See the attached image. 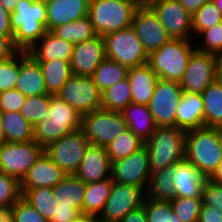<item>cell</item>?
<instances>
[{"mask_svg": "<svg viewBox=\"0 0 222 222\" xmlns=\"http://www.w3.org/2000/svg\"><path fill=\"white\" fill-rule=\"evenodd\" d=\"M10 26L14 45L27 51L47 32L45 0H19L10 13Z\"/></svg>", "mask_w": 222, "mask_h": 222, "instance_id": "1", "label": "cell"}, {"mask_svg": "<svg viewBox=\"0 0 222 222\" xmlns=\"http://www.w3.org/2000/svg\"><path fill=\"white\" fill-rule=\"evenodd\" d=\"M185 159L208 179L222 162L219 128L203 126L186 131Z\"/></svg>", "mask_w": 222, "mask_h": 222, "instance_id": "2", "label": "cell"}, {"mask_svg": "<svg viewBox=\"0 0 222 222\" xmlns=\"http://www.w3.org/2000/svg\"><path fill=\"white\" fill-rule=\"evenodd\" d=\"M82 116L69 104L51 95L48 118L34 126V141L43 149L63 137L81 128Z\"/></svg>", "mask_w": 222, "mask_h": 222, "instance_id": "3", "label": "cell"}, {"mask_svg": "<svg viewBox=\"0 0 222 222\" xmlns=\"http://www.w3.org/2000/svg\"><path fill=\"white\" fill-rule=\"evenodd\" d=\"M144 145L148 149L151 173L172 167L185 159L186 131L175 126H157Z\"/></svg>", "mask_w": 222, "mask_h": 222, "instance_id": "4", "label": "cell"}, {"mask_svg": "<svg viewBox=\"0 0 222 222\" xmlns=\"http://www.w3.org/2000/svg\"><path fill=\"white\" fill-rule=\"evenodd\" d=\"M192 39L171 38L148 55V64L159 79L180 82L188 60L196 49Z\"/></svg>", "mask_w": 222, "mask_h": 222, "instance_id": "5", "label": "cell"}, {"mask_svg": "<svg viewBox=\"0 0 222 222\" xmlns=\"http://www.w3.org/2000/svg\"><path fill=\"white\" fill-rule=\"evenodd\" d=\"M137 8L135 0H90L88 16L97 35L128 28Z\"/></svg>", "mask_w": 222, "mask_h": 222, "instance_id": "6", "label": "cell"}, {"mask_svg": "<svg viewBox=\"0 0 222 222\" xmlns=\"http://www.w3.org/2000/svg\"><path fill=\"white\" fill-rule=\"evenodd\" d=\"M106 58L133 68L148 63V54L132 26L103 36Z\"/></svg>", "mask_w": 222, "mask_h": 222, "instance_id": "7", "label": "cell"}, {"mask_svg": "<svg viewBox=\"0 0 222 222\" xmlns=\"http://www.w3.org/2000/svg\"><path fill=\"white\" fill-rule=\"evenodd\" d=\"M81 129L91 145L106 148L128 126L121 112L100 108L82 115Z\"/></svg>", "mask_w": 222, "mask_h": 222, "instance_id": "8", "label": "cell"}, {"mask_svg": "<svg viewBox=\"0 0 222 222\" xmlns=\"http://www.w3.org/2000/svg\"><path fill=\"white\" fill-rule=\"evenodd\" d=\"M89 146L90 141L80 128L64 135L44 151L66 175H74Z\"/></svg>", "mask_w": 222, "mask_h": 222, "instance_id": "9", "label": "cell"}, {"mask_svg": "<svg viewBox=\"0 0 222 222\" xmlns=\"http://www.w3.org/2000/svg\"><path fill=\"white\" fill-rule=\"evenodd\" d=\"M55 96L76 109L81 116L101 108L102 92L92 77L72 75Z\"/></svg>", "mask_w": 222, "mask_h": 222, "instance_id": "10", "label": "cell"}, {"mask_svg": "<svg viewBox=\"0 0 222 222\" xmlns=\"http://www.w3.org/2000/svg\"><path fill=\"white\" fill-rule=\"evenodd\" d=\"M44 149L34 140L0 145V171L22 180L29 168L41 156Z\"/></svg>", "mask_w": 222, "mask_h": 222, "instance_id": "11", "label": "cell"}, {"mask_svg": "<svg viewBox=\"0 0 222 222\" xmlns=\"http://www.w3.org/2000/svg\"><path fill=\"white\" fill-rule=\"evenodd\" d=\"M182 93L179 82L158 79L147 105L157 126L176 127L177 107Z\"/></svg>", "mask_w": 222, "mask_h": 222, "instance_id": "12", "label": "cell"}, {"mask_svg": "<svg viewBox=\"0 0 222 222\" xmlns=\"http://www.w3.org/2000/svg\"><path fill=\"white\" fill-rule=\"evenodd\" d=\"M145 191L135 185L113 183L110 196L97 217L107 222H119L127 213L143 206Z\"/></svg>", "mask_w": 222, "mask_h": 222, "instance_id": "13", "label": "cell"}, {"mask_svg": "<svg viewBox=\"0 0 222 222\" xmlns=\"http://www.w3.org/2000/svg\"><path fill=\"white\" fill-rule=\"evenodd\" d=\"M216 70L215 55L195 49L188 60L179 85L185 92L201 94L216 81Z\"/></svg>", "mask_w": 222, "mask_h": 222, "instance_id": "14", "label": "cell"}, {"mask_svg": "<svg viewBox=\"0 0 222 222\" xmlns=\"http://www.w3.org/2000/svg\"><path fill=\"white\" fill-rule=\"evenodd\" d=\"M150 175L148 149L145 145L128 157L112 162L113 182L135 185L145 191Z\"/></svg>", "mask_w": 222, "mask_h": 222, "instance_id": "15", "label": "cell"}, {"mask_svg": "<svg viewBox=\"0 0 222 222\" xmlns=\"http://www.w3.org/2000/svg\"><path fill=\"white\" fill-rule=\"evenodd\" d=\"M131 26L148 55L171 39L152 8L137 7Z\"/></svg>", "mask_w": 222, "mask_h": 222, "instance_id": "16", "label": "cell"}, {"mask_svg": "<svg viewBox=\"0 0 222 222\" xmlns=\"http://www.w3.org/2000/svg\"><path fill=\"white\" fill-rule=\"evenodd\" d=\"M171 38L192 39V16L179 0H162L152 7Z\"/></svg>", "mask_w": 222, "mask_h": 222, "instance_id": "17", "label": "cell"}, {"mask_svg": "<svg viewBox=\"0 0 222 222\" xmlns=\"http://www.w3.org/2000/svg\"><path fill=\"white\" fill-rule=\"evenodd\" d=\"M106 58L103 36L74 44L70 67L74 76L91 77Z\"/></svg>", "mask_w": 222, "mask_h": 222, "instance_id": "18", "label": "cell"}, {"mask_svg": "<svg viewBox=\"0 0 222 222\" xmlns=\"http://www.w3.org/2000/svg\"><path fill=\"white\" fill-rule=\"evenodd\" d=\"M65 176V172L44 151L20 181V189L53 188Z\"/></svg>", "mask_w": 222, "mask_h": 222, "instance_id": "19", "label": "cell"}, {"mask_svg": "<svg viewBox=\"0 0 222 222\" xmlns=\"http://www.w3.org/2000/svg\"><path fill=\"white\" fill-rule=\"evenodd\" d=\"M112 163L105 147L91 145L87 148L80 167L74 174L84 183H94L111 177Z\"/></svg>", "mask_w": 222, "mask_h": 222, "instance_id": "20", "label": "cell"}, {"mask_svg": "<svg viewBox=\"0 0 222 222\" xmlns=\"http://www.w3.org/2000/svg\"><path fill=\"white\" fill-rule=\"evenodd\" d=\"M47 31L88 16L90 0H45Z\"/></svg>", "mask_w": 222, "mask_h": 222, "instance_id": "21", "label": "cell"}, {"mask_svg": "<svg viewBox=\"0 0 222 222\" xmlns=\"http://www.w3.org/2000/svg\"><path fill=\"white\" fill-rule=\"evenodd\" d=\"M172 168L175 172L171 178L174 182L175 197L202 198V189L207 178L186 159Z\"/></svg>", "mask_w": 222, "mask_h": 222, "instance_id": "22", "label": "cell"}, {"mask_svg": "<svg viewBox=\"0 0 222 222\" xmlns=\"http://www.w3.org/2000/svg\"><path fill=\"white\" fill-rule=\"evenodd\" d=\"M15 89L26 97L48 94L39 63L23 50H20V68Z\"/></svg>", "mask_w": 222, "mask_h": 222, "instance_id": "23", "label": "cell"}, {"mask_svg": "<svg viewBox=\"0 0 222 222\" xmlns=\"http://www.w3.org/2000/svg\"><path fill=\"white\" fill-rule=\"evenodd\" d=\"M74 44L55 36L47 31L26 52L36 62L51 60L71 61Z\"/></svg>", "mask_w": 222, "mask_h": 222, "instance_id": "24", "label": "cell"}, {"mask_svg": "<svg viewBox=\"0 0 222 222\" xmlns=\"http://www.w3.org/2000/svg\"><path fill=\"white\" fill-rule=\"evenodd\" d=\"M127 78L131 88L132 103L148 105L159 79L157 74L146 63L128 68Z\"/></svg>", "mask_w": 222, "mask_h": 222, "instance_id": "25", "label": "cell"}, {"mask_svg": "<svg viewBox=\"0 0 222 222\" xmlns=\"http://www.w3.org/2000/svg\"><path fill=\"white\" fill-rule=\"evenodd\" d=\"M204 126V103L201 94L185 92L177 107L176 127L194 130Z\"/></svg>", "mask_w": 222, "mask_h": 222, "instance_id": "26", "label": "cell"}, {"mask_svg": "<svg viewBox=\"0 0 222 222\" xmlns=\"http://www.w3.org/2000/svg\"><path fill=\"white\" fill-rule=\"evenodd\" d=\"M121 114L125 119L128 129L144 143L156 130V123L147 105L130 103Z\"/></svg>", "mask_w": 222, "mask_h": 222, "instance_id": "27", "label": "cell"}, {"mask_svg": "<svg viewBox=\"0 0 222 222\" xmlns=\"http://www.w3.org/2000/svg\"><path fill=\"white\" fill-rule=\"evenodd\" d=\"M86 183L75 175H66L52 190L58 206L76 209L83 215V200Z\"/></svg>", "mask_w": 222, "mask_h": 222, "instance_id": "28", "label": "cell"}, {"mask_svg": "<svg viewBox=\"0 0 222 222\" xmlns=\"http://www.w3.org/2000/svg\"><path fill=\"white\" fill-rule=\"evenodd\" d=\"M112 177L86 185L83 215L97 218L102 212L113 186Z\"/></svg>", "mask_w": 222, "mask_h": 222, "instance_id": "29", "label": "cell"}, {"mask_svg": "<svg viewBox=\"0 0 222 222\" xmlns=\"http://www.w3.org/2000/svg\"><path fill=\"white\" fill-rule=\"evenodd\" d=\"M175 175L171 166L151 173L145 190V198L153 200L171 201L175 198L174 182L171 179Z\"/></svg>", "mask_w": 222, "mask_h": 222, "instance_id": "30", "label": "cell"}, {"mask_svg": "<svg viewBox=\"0 0 222 222\" xmlns=\"http://www.w3.org/2000/svg\"><path fill=\"white\" fill-rule=\"evenodd\" d=\"M5 142L21 143L34 140V127L20 112L1 113Z\"/></svg>", "mask_w": 222, "mask_h": 222, "instance_id": "31", "label": "cell"}, {"mask_svg": "<svg viewBox=\"0 0 222 222\" xmlns=\"http://www.w3.org/2000/svg\"><path fill=\"white\" fill-rule=\"evenodd\" d=\"M204 103V126L222 127V83L214 81L201 93Z\"/></svg>", "mask_w": 222, "mask_h": 222, "instance_id": "32", "label": "cell"}, {"mask_svg": "<svg viewBox=\"0 0 222 222\" xmlns=\"http://www.w3.org/2000/svg\"><path fill=\"white\" fill-rule=\"evenodd\" d=\"M38 63L43 73L48 94L56 95L73 75L69 61L59 59Z\"/></svg>", "mask_w": 222, "mask_h": 222, "instance_id": "33", "label": "cell"}, {"mask_svg": "<svg viewBox=\"0 0 222 222\" xmlns=\"http://www.w3.org/2000/svg\"><path fill=\"white\" fill-rule=\"evenodd\" d=\"M21 197L32 205L48 222L55 215L57 200L54 197L52 187H36L20 189Z\"/></svg>", "mask_w": 222, "mask_h": 222, "instance_id": "34", "label": "cell"}, {"mask_svg": "<svg viewBox=\"0 0 222 222\" xmlns=\"http://www.w3.org/2000/svg\"><path fill=\"white\" fill-rule=\"evenodd\" d=\"M51 32L55 36L73 44L90 40L97 36L89 16L70 23L58 25L53 28Z\"/></svg>", "mask_w": 222, "mask_h": 222, "instance_id": "35", "label": "cell"}, {"mask_svg": "<svg viewBox=\"0 0 222 222\" xmlns=\"http://www.w3.org/2000/svg\"><path fill=\"white\" fill-rule=\"evenodd\" d=\"M127 73V67L117 63L116 61L105 58L91 77L95 85L101 92H103L117 82L126 79Z\"/></svg>", "mask_w": 222, "mask_h": 222, "instance_id": "36", "label": "cell"}, {"mask_svg": "<svg viewBox=\"0 0 222 222\" xmlns=\"http://www.w3.org/2000/svg\"><path fill=\"white\" fill-rule=\"evenodd\" d=\"M130 103H132V95L128 78L102 92V109L121 112Z\"/></svg>", "mask_w": 222, "mask_h": 222, "instance_id": "37", "label": "cell"}, {"mask_svg": "<svg viewBox=\"0 0 222 222\" xmlns=\"http://www.w3.org/2000/svg\"><path fill=\"white\" fill-rule=\"evenodd\" d=\"M143 146L144 142L129 129H126L106 147V152L112 163L116 160L128 157Z\"/></svg>", "mask_w": 222, "mask_h": 222, "instance_id": "38", "label": "cell"}, {"mask_svg": "<svg viewBox=\"0 0 222 222\" xmlns=\"http://www.w3.org/2000/svg\"><path fill=\"white\" fill-rule=\"evenodd\" d=\"M50 102L51 94L26 97L20 113L34 127L42 119L48 118Z\"/></svg>", "mask_w": 222, "mask_h": 222, "instance_id": "39", "label": "cell"}, {"mask_svg": "<svg viewBox=\"0 0 222 222\" xmlns=\"http://www.w3.org/2000/svg\"><path fill=\"white\" fill-rule=\"evenodd\" d=\"M222 23V14L213 1L203 4L192 16L193 37L216 24Z\"/></svg>", "mask_w": 222, "mask_h": 222, "instance_id": "40", "label": "cell"}, {"mask_svg": "<svg viewBox=\"0 0 222 222\" xmlns=\"http://www.w3.org/2000/svg\"><path fill=\"white\" fill-rule=\"evenodd\" d=\"M172 210L181 222H197L202 198L175 197L170 201Z\"/></svg>", "mask_w": 222, "mask_h": 222, "instance_id": "41", "label": "cell"}, {"mask_svg": "<svg viewBox=\"0 0 222 222\" xmlns=\"http://www.w3.org/2000/svg\"><path fill=\"white\" fill-rule=\"evenodd\" d=\"M147 222H176V215L170 201L144 199Z\"/></svg>", "mask_w": 222, "mask_h": 222, "instance_id": "42", "label": "cell"}, {"mask_svg": "<svg viewBox=\"0 0 222 222\" xmlns=\"http://www.w3.org/2000/svg\"><path fill=\"white\" fill-rule=\"evenodd\" d=\"M20 68V50L11 58L0 61V92L15 89Z\"/></svg>", "mask_w": 222, "mask_h": 222, "instance_id": "43", "label": "cell"}, {"mask_svg": "<svg viewBox=\"0 0 222 222\" xmlns=\"http://www.w3.org/2000/svg\"><path fill=\"white\" fill-rule=\"evenodd\" d=\"M198 36L202 40L199 44L195 43L197 50L214 55L222 52V23L203 30Z\"/></svg>", "mask_w": 222, "mask_h": 222, "instance_id": "44", "label": "cell"}, {"mask_svg": "<svg viewBox=\"0 0 222 222\" xmlns=\"http://www.w3.org/2000/svg\"><path fill=\"white\" fill-rule=\"evenodd\" d=\"M21 195L20 182L0 171V206L15 204Z\"/></svg>", "mask_w": 222, "mask_h": 222, "instance_id": "45", "label": "cell"}, {"mask_svg": "<svg viewBox=\"0 0 222 222\" xmlns=\"http://www.w3.org/2000/svg\"><path fill=\"white\" fill-rule=\"evenodd\" d=\"M14 222H48L22 197L14 204Z\"/></svg>", "mask_w": 222, "mask_h": 222, "instance_id": "46", "label": "cell"}, {"mask_svg": "<svg viewBox=\"0 0 222 222\" xmlns=\"http://www.w3.org/2000/svg\"><path fill=\"white\" fill-rule=\"evenodd\" d=\"M26 96L16 89L0 92V112H20Z\"/></svg>", "mask_w": 222, "mask_h": 222, "instance_id": "47", "label": "cell"}, {"mask_svg": "<svg viewBox=\"0 0 222 222\" xmlns=\"http://www.w3.org/2000/svg\"><path fill=\"white\" fill-rule=\"evenodd\" d=\"M202 204L213 206L222 213V185L207 179L202 189Z\"/></svg>", "mask_w": 222, "mask_h": 222, "instance_id": "48", "label": "cell"}, {"mask_svg": "<svg viewBox=\"0 0 222 222\" xmlns=\"http://www.w3.org/2000/svg\"><path fill=\"white\" fill-rule=\"evenodd\" d=\"M80 216L76 209L57 205L55 215L49 222H73Z\"/></svg>", "mask_w": 222, "mask_h": 222, "instance_id": "49", "label": "cell"}, {"mask_svg": "<svg viewBox=\"0 0 222 222\" xmlns=\"http://www.w3.org/2000/svg\"><path fill=\"white\" fill-rule=\"evenodd\" d=\"M197 222H222V213L213 206L202 204Z\"/></svg>", "mask_w": 222, "mask_h": 222, "instance_id": "50", "label": "cell"}, {"mask_svg": "<svg viewBox=\"0 0 222 222\" xmlns=\"http://www.w3.org/2000/svg\"><path fill=\"white\" fill-rule=\"evenodd\" d=\"M18 51L19 49L14 45L13 37L0 35V61L11 58Z\"/></svg>", "mask_w": 222, "mask_h": 222, "instance_id": "51", "label": "cell"}, {"mask_svg": "<svg viewBox=\"0 0 222 222\" xmlns=\"http://www.w3.org/2000/svg\"><path fill=\"white\" fill-rule=\"evenodd\" d=\"M0 35L13 37L14 33L10 26V13L6 11L0 4Z\"/></svg>", "mask_w": 222, "mask_h": 222, "instance_id": "52", "label": "cell"}, {"mask_svg": "<svg viewBox=\"0 0 222 222\" xmlns=\"http://www.w3.org/2000/svg\"><path fill=\"white\" fill-rule=\"evenodd\" d=\"M119 222H147L144 206L130 211Z\"/></svg>", "mask_w": 222, "mask_h": 222, "instance_id": "53", "label": "cell"}, {"mask_svg": "<svg viewBox=\"0 0 222 222\" xmlns=\"http://www.w3.org/2000/svg\"><path fill=\"white\" fill-rule=\"evenodd\" d=\"M185 10L193 16V14L206 2L211 0H179Z\"/></svg>", "mask_w": 222, "mask_h": 222, "instance_id": "54", "label": "cell"}, {"mask_svg": "<svg viewBox=\"0 0 222 222\" xmlns=\"http://www.w3.org/2000/svg\"><path fill=\"white\" fill-rule=\"evenodd\" d=\"M0 222H14V204L0 206Z\"/></svg>", "mask_w": 222, "mask_h": 222, "instance_id": "55", "label": "cell"}, {"mask_svg": "<svg viewBox=\"0 0 222 222\" xmlns=\"http://www.w3.org/2000/svg\"><path fill=\"white\" fill-rule=\"evenodd\" d=\"M213 183L222 185V162L218 165L216 170L208 178Z\"/></svg>", "mask_w": 222, "mask_h": 222, "instance_id": "56", "label": "cell"}, {"mask_svg": "<svg viewBox=\"0 0 222 222\" xmlns=\"http://www.w3.org/2000/svg\"><path fill=\"white\" fill-rule=\"evenodd\" d=\"M216 59V80L222 83V52L215 55Z\"/></svg>", "mask_w": 222, "mask_h": 222, "instance_id": "57", "label": "cell"}, {"mask_svg": "<svg viewBox=\"0 0 222 222\" xmlns=\"http://www.w3.org/2000/svg\"><path fill=\"white\" fill-rule=\"evenodd\" d=\"M19 0H0L1 6L9 13L13 12Z\"/></svg>", "mask_w": 222, "mask_h": 222, "instance_id": "58", "label": "cell"}, {"mask_svg": "<svg viewBox=\"0 0 222 222\" xmlns=\"http://www.w3.org/2000/svg\"><path fill=\"white\" fill-rule=\"evenodd\" d=\"M162 0H135V4L140 8H152L155 4Z\"/></svg>", "mask_w": 222, "mask_h": 222, "instance_id": "59", "label": "cell"}, {"mask_svg": "<svg viewBox=\"0 0 222 222\" xmlns=\"http://www.w3.org/2000/svg\"><path fill=\"white\" fill-rule=\"evenodd\" d=\"M3 143H5V133L3 129V123H2L1 112H0V145H2Z\"/></svg>", "mask_w": 222, "mask_h": 222, "instance_id": "60", "label": "cell"}, {"mask_svg": "<svg viewBox=\"0 0 222 222\" xmlns=\"http://www.w3.org/2000/svg\"><path fill=\"white\" fill-rule=\"evenodd\" d=\"M73 222H93V218L92 217H88V216H84L81 215L78 219H76Z\"/></svg>", "mask_w": 222, "mask_h": 222, "instance_id": "61", "label": "cell"}, {"mask_svg": "<svg viewBox=\"0 0 222 222\" xmlns=\"http://www.w3.org/2000/svg\"><path fill=\"white\" fill-rule=\"evenodd\" d=\"M222 14V0H212Z\"/></svg>", "mask_w": 222, "mask_h": 222, "instance_id": "62", "label": "cell"}, {"mask_svg": "<svg viewBox=\"0 0 222 222\" xmlns=\"http://www.w3.org/2000/svg\"><path fill=\"white\" fill-rule=\"evenodd\" d=\"M93 222H107V221H103V220L98 219V218H93Z\"/></svg>", "mask_w": 222, "mask_h": 222, "instance_id": "63", "label": "cell"}, {"mask_svg": "<svg viewBox=\"0 0 222 222\" xmlns=\"http://www.w3.org/2000/svg\"><path fill=\"white\" fill-rule=\"evenodd\" d=\"M219 133H220V139H221V143H222V127L219 128Z\"/></svg>", "mask_w": 222, "mask_h": 222, "instance_id": "64", "label": "cell"}]
</instances>
